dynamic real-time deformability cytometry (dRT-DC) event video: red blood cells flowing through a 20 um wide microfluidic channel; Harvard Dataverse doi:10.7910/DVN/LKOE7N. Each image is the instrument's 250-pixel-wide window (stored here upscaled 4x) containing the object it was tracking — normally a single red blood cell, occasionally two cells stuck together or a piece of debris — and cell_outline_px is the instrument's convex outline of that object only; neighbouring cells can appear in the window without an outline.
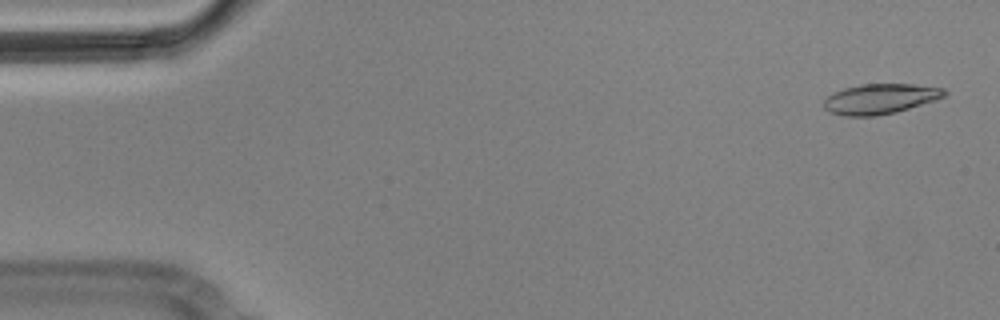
{"species": "Egyptian fruit bat (a non-hibernating species)", "species_latin": "Rousettus aegyptiacus", "temperature_condition": "cold", "stored_images_in_passage": 5, "camera_frame_rate_fps": 3000, "um_per_image_px": 0.085, "animal": {"sex": "male"}, "frame": {"image": 1, "passage_image": 1, "time_ms": 0.0, "image_size_px": [1000, 320], "cell_outline_px": [[948, 92], [944, 96], [936, 100], [896, 112], [876, 116], [844, 116], [832, 112], [824, 108], [820, 104], [832, 92], [844, 88], [860, 84], [912, 84], [944, 88]], "centroid_in_image_um": [74.79, 8.4], "position_along_channel_um": 10.2, "area_um2": 21.33}}
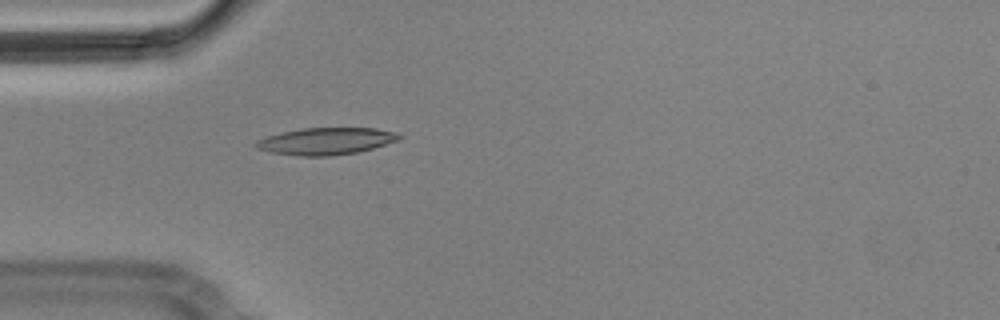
{"frame": {"image": 2, "passage_image": 5, "time_ms": 1.333, "image_size_px": [1000, 320], "cell_outline_px": [[404, 136], [400, 140], [372, 148], [356, 152], [332, 156], [296, 156], [268, 152], [256, 148], [252, 144], [256, 140], [268, 136], [300, 128], [376, 128], [396, 132]], "centroid_in_image_um": [27.7, 12.0], "position_along_channel_um": 57.3, "area_um2": 22.72}}